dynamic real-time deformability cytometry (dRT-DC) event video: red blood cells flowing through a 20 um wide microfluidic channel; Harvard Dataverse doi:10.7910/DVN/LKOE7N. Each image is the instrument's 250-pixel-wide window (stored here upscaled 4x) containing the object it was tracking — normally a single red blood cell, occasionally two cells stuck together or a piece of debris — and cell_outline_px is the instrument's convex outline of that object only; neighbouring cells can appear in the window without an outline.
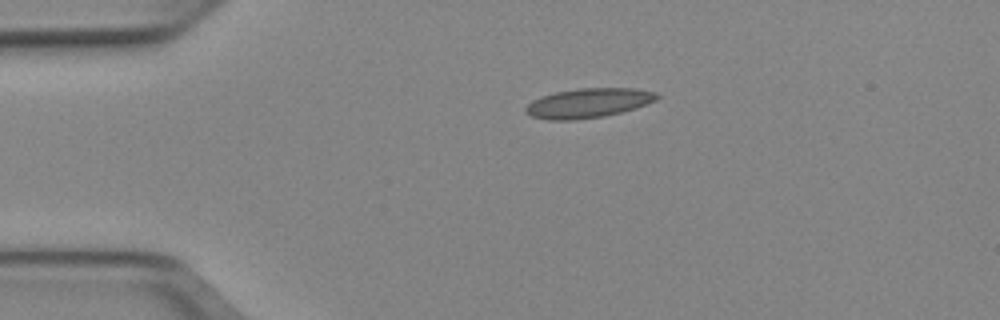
{"species": "Egyptian fruit bat (a non-hibernating species)", "species_latin": "Rousettus aegyptiacus", "temperature_condition": "cold", "stored_images_in_passage": 41, "camera_frame_rate_fps": 3000, "um_per_image_px": 0.085, "animal": {"sex": "female"}, "frame": {"image": 1, "passage_image": 1, "time_ms": 0.0, "image_size_px": [1000, 320], "cell_outline_px": [[660, 96], [656, 100], [636, 108], [604, 116], [576, 120], [548, 120], [532, 116], [524, 112], [524, 108], [532, 100], [540, 96], [556, 92], [580, 88], [636, 88], [656, 92]], "centroid_in_image_um": [49.99, 8.76], "position_along_channel_um": 35.0, "area_um2": 22.66}}
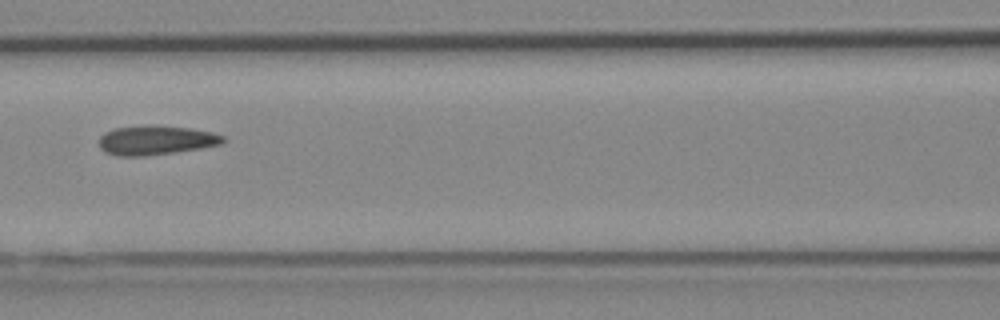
{"frame": {"image": 2, "passage_image": 13, "time_ms": 4.0, "image_size_px": [1000, 320], "cell_outline_px": [[224, 140], [220, 144], [200, 148], [176, 152], [144, 156], [116, 156], [104, 152], [100, 148], [100, 136], [104, 132], [116, 128], [144, 124], [192, 128], [212, 132], [224, 136]], "centroid_in_image_um": [13.21, 11.91], "position_along_channel_um": 153.4, "area_um2": 21.33}}
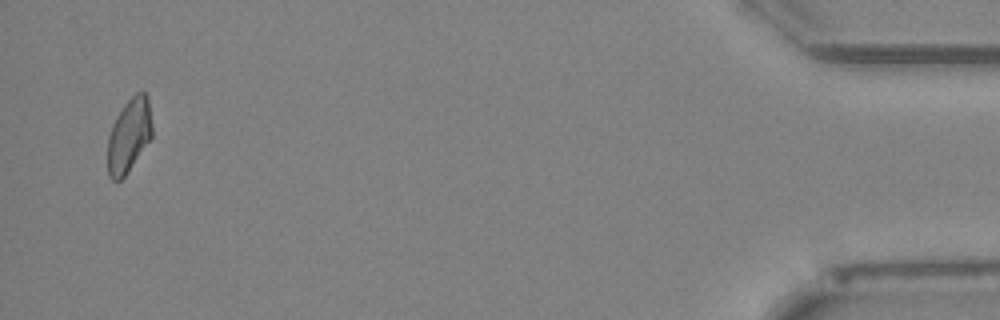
{"frame": {"image": 3, "passage_image": 40, "time_ms": 13.0, "image_size_px": [1000, 320], "cell_outline_px": [[152, 136], [124, 176], [120, 180], [112, 180], [108, 176], [108, 136], [112, 124], [124, 104], [136, 92], [144, 92], [148, 96], [152, 124]], "centroid_in_image_um": [10.96, 11.48], "position_along_channel_um": 424.2, "area_um2": 18.9}, "authors_computed_cell_mechanics": {"area_um2": 20.5768, "velocity_mm_per_s": 3.9576, "shape_relaxation_time_tau1_ms": null, "shape_relaxation_time_tau2_ms": 2.9, "deformation_change_tau1": null, "deformation_change_tau2": 0.1055}}